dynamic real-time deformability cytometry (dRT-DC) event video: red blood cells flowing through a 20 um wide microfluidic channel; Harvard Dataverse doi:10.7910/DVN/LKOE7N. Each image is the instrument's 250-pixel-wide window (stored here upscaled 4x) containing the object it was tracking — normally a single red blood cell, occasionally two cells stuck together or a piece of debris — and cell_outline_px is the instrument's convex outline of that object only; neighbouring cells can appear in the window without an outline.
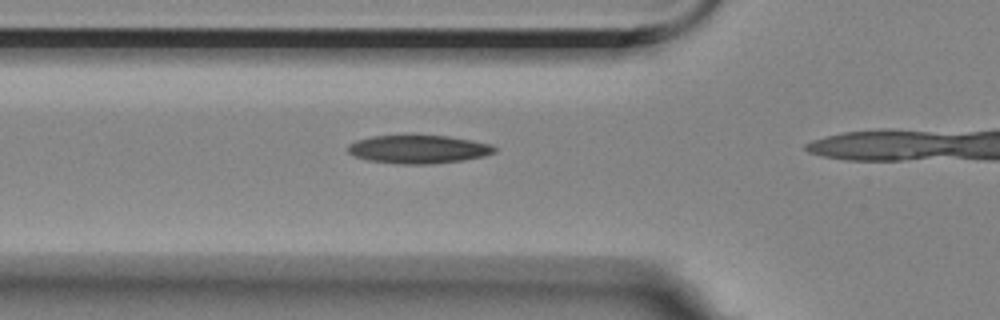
{"species": "Egyptian fruit bat (a non-hibernating species)", "species_latin": "Rousettus aegyptiacus", "temperature_condition": "room temperature", "stored_images_in_passage": 17, "camera_frame_rate_fps": 3000, "um_per_image_px": 0.085, "animal": {"sex": "female"}, "frame": {"image": 1, "passage_image": 12, "time_ms": 3.667, "image_size_px": [1000, 320], "cell_outline_px": [[496, 152], [484, 156], [464, 160], [428, 164], [400, 164], [368, 160], [352, 156], [348, 152], [348, 144], [356, 140], [372, 136], [412, 132], [448, 136], [472, 140], [492, 144], [496, 148]], "centroid_in_image_um": [35.54, 12.64], "position_along_channel_um": 90.3, "area_um2": 25.26}}
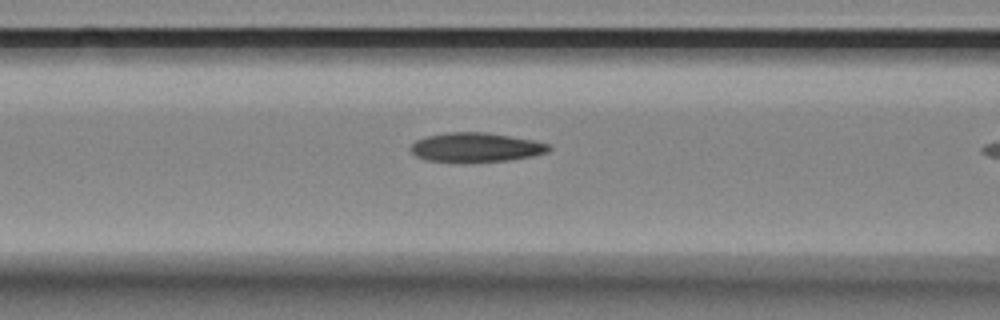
{"frame": {"image": 2, "passage_image": 15, "time_ms": 4.667, "image_size_px": [1000, 320], "cell_outline_px": [[552, 148], [548, 152], [532, 156], [508, 160], [460, 164], [424, 160], [416, 156], [408, 148], [416, 140], [428, 136], [448, 132], [484, 132], [532, 140], [552, 144]], "centroid_in_image_um": [40.42, 12.56], "position_along_channel_um": 126.2, "area_um2": 24.1}}